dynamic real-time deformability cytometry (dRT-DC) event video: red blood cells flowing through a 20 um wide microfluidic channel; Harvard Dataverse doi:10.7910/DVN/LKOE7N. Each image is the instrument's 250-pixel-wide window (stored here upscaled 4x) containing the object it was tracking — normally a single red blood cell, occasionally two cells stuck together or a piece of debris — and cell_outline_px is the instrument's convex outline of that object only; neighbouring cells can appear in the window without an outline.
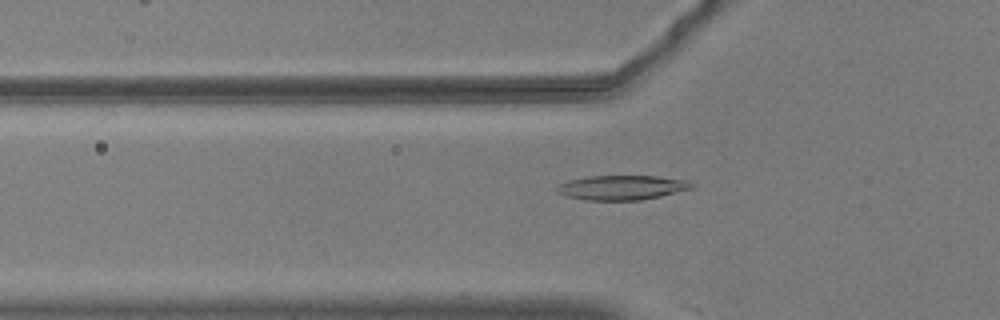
{"species": "common noctule bat (a hibernating species)", "species_latin": "Nyctalus noctula", "temperature_condition": "warm", "stored_images_in_passage": 48, "camera_frame_rate_fps": 3000, "um_per_image_px": 0.085, "animal": {"sex": "male", "body_mass_g": 20.5, "forearm_length_mm": 52.5}, "frame": {"image": 1, "passage_image": 12, "time_ms": 3.667, "image_size_px": [1000, 320], "cell_outline_px": [[696, 184], [692, 188], [660, 196], [640, 200], [584, 200], [568, 196], [556, 192], [556, 184], [568, 180], [588, 176], [656, 176], [688, 180]], "centroid_in_image_um": [52.84, 15.93], "position_along_channel_um": 73.0, "area_um2": 19.36}}
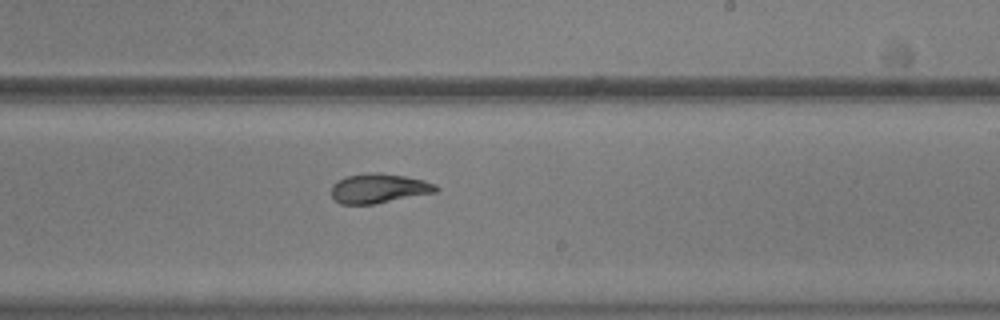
{"frame": {"image": 2, "passage_image": 27, "time_ms": 8.667, "image_size_px": [1000, 320], "cell_outline_px": [[440, 188], [436, 192], [376, 204], [340, 204], [332, 196], [332, 184], [336, 180], [344, 176], [368, 172], [376, 172], [404, 176], [424, 180], [436, 184]], "centroid_in_image_um": [32.19, 16.0], "position_along_channel_um": 256.8, "area_um2": 18.21}}
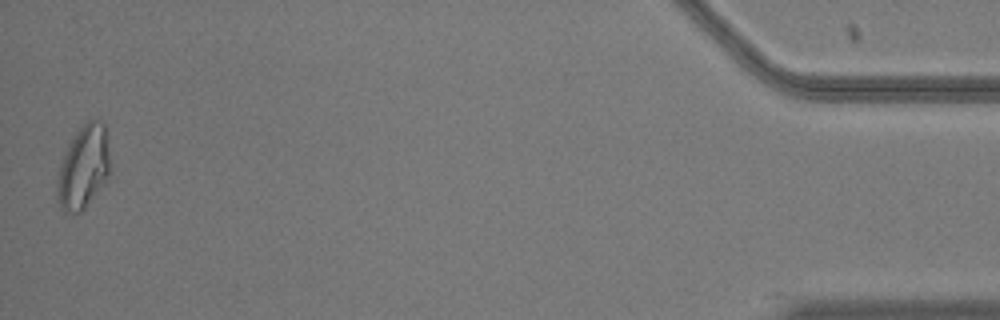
{"frame": {"image": 3, "passage_image": 48, "time_ms": 15.667, "image_size_px": [1000, 320], "cell_outline_px": [[108, 180], [84, 208], [80, 212], [64, 212], [60, 208], [56, 200], [56, 184], [60, 164], [76, 132], [88, 120], [100, 120], [104, 124], [108, 152]], "centroid_in_image_um": [7.07, 14.26], "position_along_channel_um": 428.1, "area_um2": 25.2}, "authors_computed_cell_mechanics": {"area_um2": 18.9006, "velocity_mm_per_s": 3.6623, "shape_relaxation_time_tau1_ms": 8.1656, "shape_relaxation_time_tau2_ms": 1.7002, "deformation_change_tau1": 0.2465, "deformation_change_tau2": 0.0752}}